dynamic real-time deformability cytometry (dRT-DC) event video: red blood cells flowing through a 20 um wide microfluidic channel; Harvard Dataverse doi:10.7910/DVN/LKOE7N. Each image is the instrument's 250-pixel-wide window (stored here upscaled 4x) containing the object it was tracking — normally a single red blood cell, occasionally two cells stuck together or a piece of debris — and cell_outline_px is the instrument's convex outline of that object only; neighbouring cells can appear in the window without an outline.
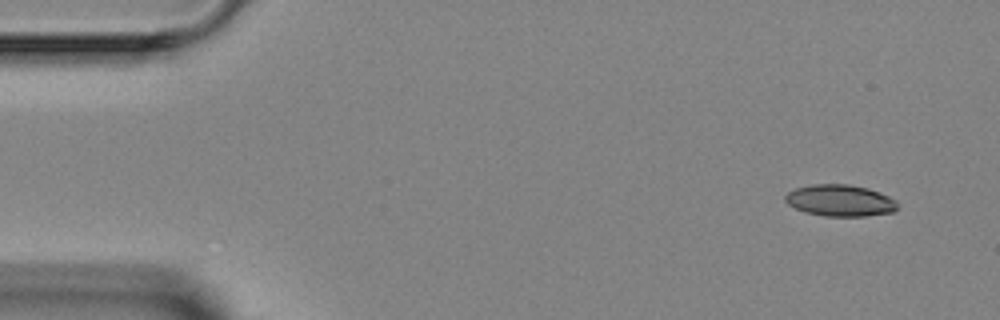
{"species": "Egyptian fruit bat (a non-hibernating species)", "species_latin": "Rousettus aegyptiacus", "temperature_condition": "room temperature", "stored_images_in_passage": 4, "camera_frame_rate_fps": 3000, "um_per_image_px": 0.085, "animal": {"sex": "female"}, "frame": {"image": 1, "passage_image": 1, "time_ms": 0.0, "image_size_px": [1000, 320], "cell_outline_px": [[896, 208], [892, 212], [864, 216], [824, 216], [804, 212], [788, 204], [784, 200], [784, 196], [788, 192], [796, 188], [812, 184], [848, 184], [868, 188], [880, 192], [896, 200]], "centroid_in_image_um": [71.38, 17.04], "position_along_channel_um": 13.6, "area_um2": 20.63}}
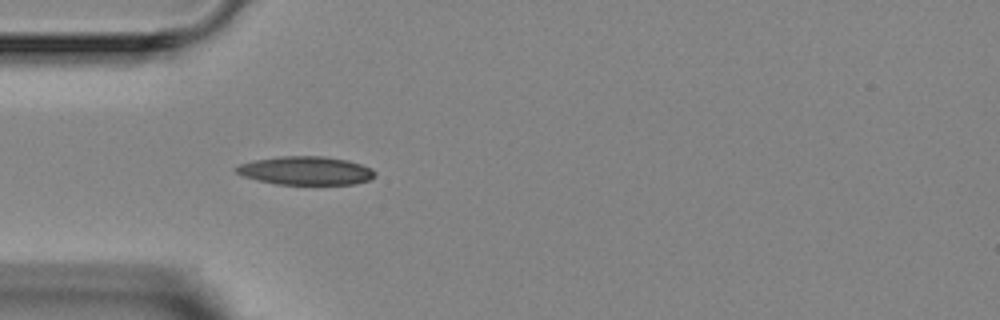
{"frame": {"image": 2, "passage_image": 4, "time_ms": 3.667, "image_size_px": [1000, 320], "cell_outline_px": [[376, 176], [368, 180], [356, 184], [276, 184], [244, 176], [236, 172], [236, 168], [240, 164], [252, 160], [280, 156], [324, 156], [348, 160], [372, 168], [376, 172]], "centroid_in_image_um": [26.03, 14.5], "position_along_channel_um": 59.0, "area_um2": 22.95}}